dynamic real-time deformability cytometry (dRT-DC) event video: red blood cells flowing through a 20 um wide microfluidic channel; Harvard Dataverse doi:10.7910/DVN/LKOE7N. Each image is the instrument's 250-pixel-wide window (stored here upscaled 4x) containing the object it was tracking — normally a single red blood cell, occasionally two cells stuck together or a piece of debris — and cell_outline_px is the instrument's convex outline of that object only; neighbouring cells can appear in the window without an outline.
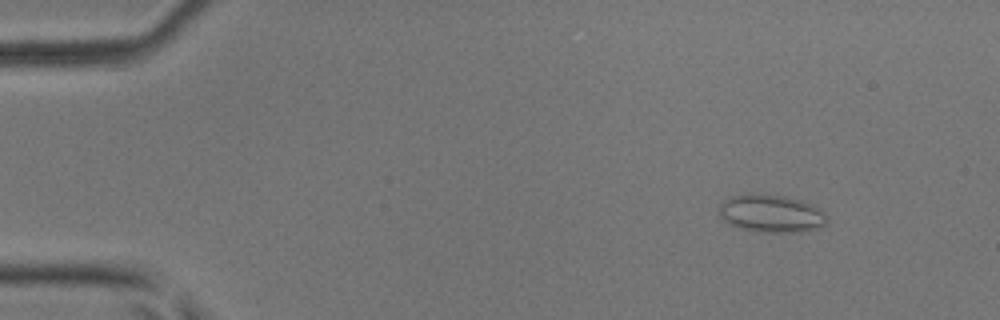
{"species": "common noctule bat (a hibernating species)", "species_latin": "Nyctalus noctula", "temperature_condition": "room temperature", "stored_images_in_passage": 10, "camera_frame_rate_fps": 3000, "um_per_image_px": 0.085, "animal": {"sex": "male", "body_mass_g": 17.9, "forearm_length_mm": 54.2}, "frame": {"image": 1, "passage_image": 6, "time_ms": 1.667, "image_size_px": [1000, 320], "cell_outline_px": [[828, 216], [824, 224], [820, 228], [796, 232], [764, 232], [740, 228], [724, 220], [720, 216], [720, 204], [724, 200], [732, 196], [744, 192], [752, 192], [788, 196], [812, 204], [820, 208]], "centroid_in_image_um": [65.56, 18.11], "position_along_channel_um": 19.4, "area_um2": 23.99}}